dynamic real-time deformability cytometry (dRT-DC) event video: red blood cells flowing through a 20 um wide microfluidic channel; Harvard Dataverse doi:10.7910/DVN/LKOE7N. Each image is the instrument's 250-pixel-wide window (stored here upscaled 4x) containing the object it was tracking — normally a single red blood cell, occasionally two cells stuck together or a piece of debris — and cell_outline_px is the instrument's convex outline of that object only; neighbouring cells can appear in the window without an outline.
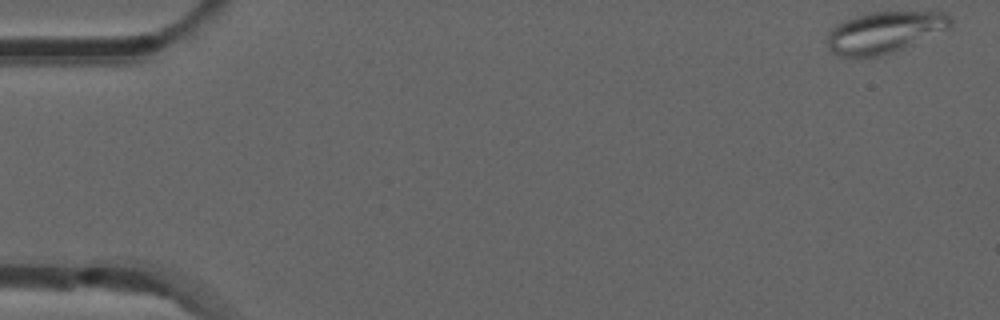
{"species": "common noctule bat (a hibernating species)", "species_latin": "Nyctalus noctula", "temperature_condition": "room temperature", "stored_images_in_passage": 53, "camera_frame_rate_fps": 3000, "um_per_image_px": 0.085, "animal": {"sex": "male", "forearm_length_mm": 52.5}, "frame": {"image": 1, "passage_image": 1, "time_ms": 0.0, "image_size_px": [1000, 320], "cell_outline_px": [[952, 28], [904, 48], [880, 56], [840, 56], [832, 52], [828, 48], [828, 32], [836, 24], [844, 20], [856, 16], [872, 12], [944, 12], [952, 20]], "centroid_in_image_um": [75.21, 2.74], "position_along_channel_um": 9.8, "area_um2": 29.71}}
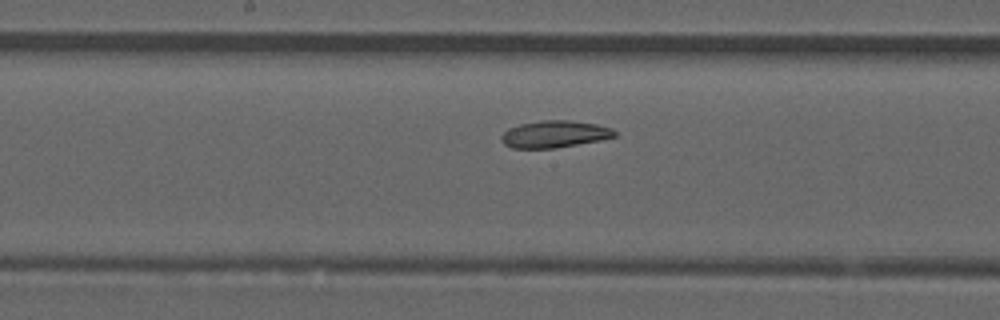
{"frame": {"image": 2, "passage_image": 27, "time_ms": 8.667, "image_size_px": [1000, 320], "cell_outline_px": [[616, 136], [600, 140], [556, 148], [512, 148], [504, 144], [500, 140], [500, 136], [508, 128], [520, 124], [540, 120], [572, 120], [596, 124], [612, 128], [616, 132]], "centroid_in_image_um": [47.11, 11.4], "position_along_channel_um": 201.1, "area_um2": 17.92}}
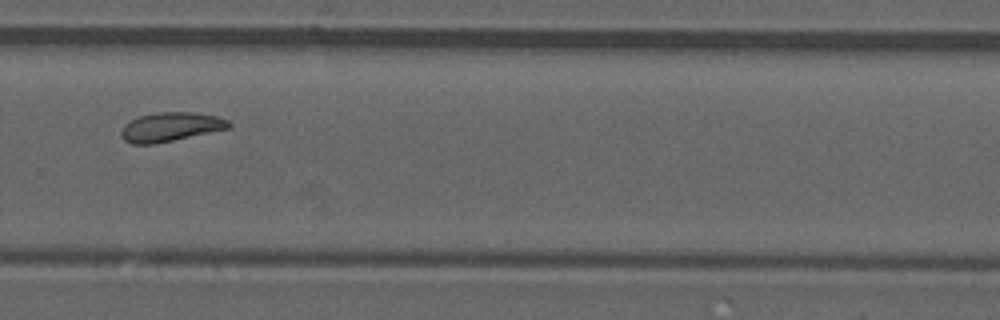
{"frame": {"image": 3, "passage_image": 36, "time_ms": 11.667, "image_size_px": [1000, 320], "cell_outline_px": [[232, 124], [228, 128], [172, 140], [152, 144], [132, 144], [124, 140], [120, 136], [120, 132], [124, 124], [140, 116], [156, 112], [192, 112], [216, 116], [228, 120]], "centroid_in_image_um": [14.46, 10.78], "position_along_channel_um": 315.3, "area_um2": 17.98}}